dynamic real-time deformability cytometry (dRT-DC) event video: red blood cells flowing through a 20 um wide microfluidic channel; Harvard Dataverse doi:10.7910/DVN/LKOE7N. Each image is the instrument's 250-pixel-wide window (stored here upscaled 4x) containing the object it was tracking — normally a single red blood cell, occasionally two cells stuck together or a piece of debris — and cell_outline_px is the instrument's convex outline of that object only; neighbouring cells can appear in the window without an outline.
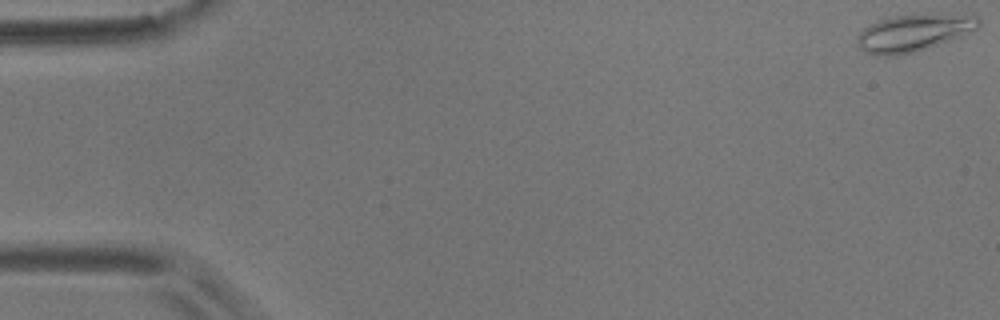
{"species": "common noctule bat (a hibernating species)", "species_latin": "Nyctalus noctula", "temperature_condition": "room temperature", "stored_images_in_passage": 5, "camera_frame_rate_fps": 3000, "um_per_image_px": 0.085, "animal": {"sex": "male", "body_mass_g": 17.9}, "frame": {"image": 1, "passage_image": 1, "time_ms": 0.0, "image_size_px": [1000, 320], "cell_outline_px": [[980, 28], [972, 32], [916, 52], [896, 56], [876, 56], [864, 52], [860, 48], [856, 40], [856, 36], [864, 28], [888, 16], [912, 12], [972, 12], [980, 20]], "centroid_in_image_um": [77.75, 2.72], "position_along_channel_um": 7.3, "area_um2": 27.8}}